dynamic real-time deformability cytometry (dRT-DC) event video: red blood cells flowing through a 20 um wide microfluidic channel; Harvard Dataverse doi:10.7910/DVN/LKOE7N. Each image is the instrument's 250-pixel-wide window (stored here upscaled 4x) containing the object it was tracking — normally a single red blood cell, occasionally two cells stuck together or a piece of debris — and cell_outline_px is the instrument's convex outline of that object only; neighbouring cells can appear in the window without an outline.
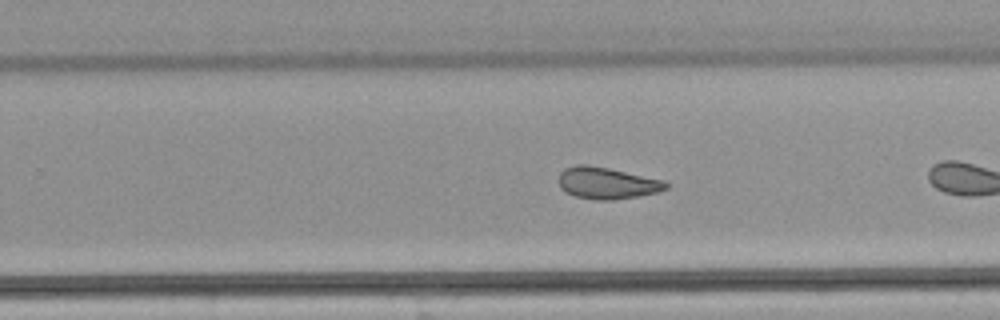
{"species": "common noctule bat (a hibernating species)", "species_latin": "Nyctalus noctula", "temperature_condition": "warm", "stored_images_in_passage": 25, "camera_frame_rate_fps": 3000, "um_per_image_px": 0.085, "animal": {"sex": "male", "body_mass_g": 21.5, "forearm_length_mm": 52.0}, "frame": {"image": 1, "passage_image": 18, "time_ms": 5.667, "image_size_px": [1000, 320], "cell_outline_px": [[668, 188], [656, 192], [640, 196], [612, 200], [596, 200], [576, 196], [564, 192], [560, 188], [560, 172], [564, 168], [576, 164], [588, 164], [608, 168], [664, 180], [668, 184]], "centroid_in_image_um": [51.57, 15.56], "position_along_channel_um": 278.2, "area_um2": 19.83}}